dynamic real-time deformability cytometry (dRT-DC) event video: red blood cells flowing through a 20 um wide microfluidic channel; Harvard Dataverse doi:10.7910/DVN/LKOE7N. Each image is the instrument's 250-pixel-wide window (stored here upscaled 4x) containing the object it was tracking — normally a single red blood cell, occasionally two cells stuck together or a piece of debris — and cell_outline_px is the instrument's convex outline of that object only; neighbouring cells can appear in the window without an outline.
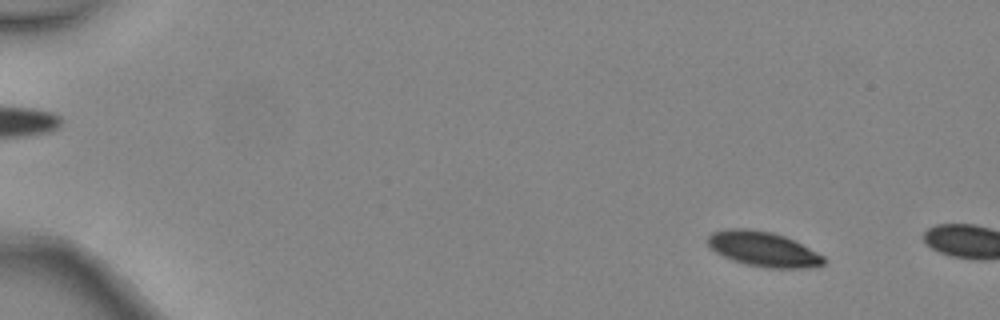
{"species": "common noctule bat (a hibernating species)", "species_latin": "Nyctalus noctula", "temperature_condition": "warm", "stored_images_in_passage": 2, "camera_frame_rate_fps": 3000, "um_per_image_px": 0.085, "animal": {"sex": "female", "body_mass_g": 24.6, "forearm_length_mm": 56.2}, "frame": {"image": 1, "passage_image": 1, "time_ms": 0.0, "image_size_px": [1000, 320], "cell_outline_px": [[824, 264], [816, 268], [764, 268], [732, 260], [716, 252], [708, 244], [708, 236], [712, 232], [728, 228], [748, 228], [772, 232], [784, 236], [824, 256]], "centroid_in_image_um": [64.88, 21.17], "position_along_channel_um": 20.1, "area_um2": 23.47}}